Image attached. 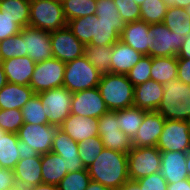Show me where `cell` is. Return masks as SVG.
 <instances>
[{
    "mask_svg": "<svg viewBox=\"0 0 190 190\" xmlns=\"http://www.w3.org/2000/svg\"><path fill=\"white\" fill-rule=\"evenodd\" d=\"M186 169L188 171V178L190 179V151L187 152Z\"/></svg>",
    "mask_w": 190,
    "mask_h": 190,
    "instance_id": "obj_57",
    "label": "cell"
},
{
    "mask_svg": "<svg viewBox=\"0 0 190 190\" xmlns=\"http://www.w3.org/2000/svg\"><path fill=\"white\" fill-rule=\"evenodd\" d=\"M163 24L173 33L181 34V36L190 34V16L183 8H168Z\"/></svg>",
    "mask_w": 190,
    "mask_h": 190,
    "instance_id": "obj_32",
    "label": "cell"
},
{
    "mask_svg": "<svg viewBox=\"0 0 190 190\" xmlns=\"http://www.w3.org/2000/svg\"><path fill=\"white\" fill-rule=\"evenodd\" d=\"M118 190H141L140 186L138 185L137 181L128 180L125 184L119 188Z\"/></svg>",
    "mask_w": 190,
    "mask_h": 190,
    "instance_id": "obj_54",
    "label": "cell"
},
{
    "mask_svg": "<svg viewBox=\"0 0 190 190\" xmlns=\"http://www.w3.org/2000/svg\"><path fill=\"white\" fill-rule=\"evenodd\" d=\"M162 85L164 93L156 111L166 120L190 121V85L178 78Z\"/></svg>",
    "mask_w": 190,
    "mask_h": 190,
    "instance_id": "obj_3",
    "label": "cell"
},
{
    "mask_svg": "<svg viewBox=\"0 0 190 190\" xmlns=\"http://www.w3.org/2000/svg\"><path fill=\"white\" fill-rule=\"evenodd\" d=\"M92 19L93 37L89 44L113 45L120 40L126 23L121 18L114 0H96V12Z\"/></svg>",
    "mask_w": 190,
    "mask_h": 190,
    "instance_id": "obj_2",
    "label": "cell"
},
{
    "mask_svg": "<svg viewBox=\"0 0 190 190\" xmlns=\"http://www.w3.org/2000/svg\"><path fill=\"white\" fill-rule=\"evenodd\" d=\"M177 59H190V34L184 37V42L178 51Z\"/></svg>",
    "mask_w": 190,
    "mask_h": 190,
    "instance_id": "obj_50",
    "label": "cell"
},
{
    "mask_svg": "<svg viewBox=\"0 0 190 190\" xmlns=\"http://www.w3.org/2000/svg\"><path fill=\"white\" fill-rule=\"evenodd\" d=\"M78 143L72 140L65 132L60 128H57L54 140L52 142L51 151L58 155H78Z\"/></svg>",
    "mask_w": 190,
    "mask_h": 190,
    "instance_id": "obj_41",
    "label": "cell"
},
{
    "mask_svg": "<svg viewBox=\"0 0 190 190\" xmlns=\"http://www.w3.org/2000/svg\"><path fill=\"white\" fill-rule=\"evenodd\" d=\"M164 3L168 8L179 7L185 9L190 5V0H164Z\"/></svg>",
    "mask_w": 190,
    "mask_h": 190,
    "instance_id": "obj_52",
    "label": "cell"
},
{
    "mask_svg": "<svg viewBox=\"0 0 190 190\" xmlns=\"http://www.w3.org/2000/svg\"><path fill=\"white\" fill-rule=\"evenodd\" d=\"M65 164L66 171L70 172H77L80 170L87 169L82 160L79 158V155L69 154V155H59Z\"/></svg>",
    "mask_w": 190,
    "mask_h": 190,
    "instance_id": "obj_46",
    "label": "cell"
},
{
    "mask_svg": "<svg viewBox=\"0 0 190 190\" xmlns=\"http://www.w3.org/2000/svg\"><path fill=\"white\" fill-rule=\"evenodd\" d=\"M134 106L145 111H156L163 97L161 83L148 80L134 87Z\"/></svg>",
    "mask_w": 190,
    "mask_h": 190,
    "instance_id": "obj_22",
    "label": "cell"
},
{
    "mask_svg": "<svg viewBox=\"0 0 190 190\" xmlns=\"http://www.w3.org/2000/svg\"><path fill=\"white\" fill-rule=\"evenodd\" d=\"M59 128L77 143L99 136L98 118L70 114Z\"/></svg>",
    "mask_w": 190,
    "mask_h": 190,
    "instance_id": "obj_19",
    "label": "cell"
},
{
    "mask_svg": "<svg viewBox=\"0 0 190 190\" xmlns=\"http://www.w3.org/2000/svg\"><path fill=\"white\" fill-rule=\"evenodd\" d=\"M187 14L190 16V5L187 6V8H185Z\"/></svg>",
    "mask_w": 190,
    "mask_h": 190,
    "instance_id": "obj_60",
    "label": "cell"
},
{
    "mask_svg": "<svg viewBox=\"0 0 190 190\" xmlns=\"http://www.w3.org/2000/svg\"><path fill=\"white\" fill-rule=\"evenodd\" d=\"M14 57H24L22 30L18 34L0 41V61Z\"/></svg>",
    "mask_w": 190,
    "mask_h": 190,
    "instance_id": "obj_38",
    "label": "cell"
},
{
    "mask_svg": "<svg viewBox=\"0 0 190 190\" xmlns=\"http://www.w3.org/2000/svg\"><path fill=\"white\" fill-rule=\"evenodd\" d=\"M26 190H59L57 185H51L46 183H41L36 186L28 187Z\"/></svg>",
    "mask_w": 190,
    "mask_h": 190,
    "instance_id": "obj_53",
    "label": "cell"
},
{
    "mask_svg": "<svg viewBox=\"0 0 190 190\" xmlns=\"http://www.w3.org/2000/svg\"><path fill=\"white\" fill-rule=\"evenodd\" d=\"M0 63L9 83L29 86L36 63L28 55L10 58Z\"/></svg>",
    "mask_w": 190,
    "mask_h": 190,
    "instance_id": "obj_21",
    "label": "cell"
},
{
    "mask_svg": "<svg viewBox=\"0 0 190 190\" xmlns=\"http://www.w3.org/2000/svg\"><path fill=\"white\" fill-rule=\"evenodd\" d=\"M154 42L149 48L151 57H170L176 56L180 50L184 36L173 33L163 23L152 24Z\"/></svg>",
    "mask_w": 190,
    "mask_h": 190,
    "instance_id": "obj_16",
    "label": "cell"
},
{
    "mask_svg": "<svg viewBox=\"0 0 190 190\" xmlns=\"http://www.w3.org/2000/svg\"><path fill=\"white\" fill-rule=\"evenodd\" d=\"M84 55L101 75L111 73L112 45L87 44Z\"/></svg>",
    "mask_w": 190,
    "mask_h": 190,
    "instance_id": "obj_29",
    "label": "cell"
},
{
    "mask_svg": "<svg viewBox=\"0 0 190 190\" xmlns=\"http://www.w3.org/2000/svg\"><path fill=\"white\" fill-rule=\"evenodd\" d=\"M156 147L160 151H190V121L166 120Z\"/></svg>",
    "mask_w": 190,
    "mask_h": 190,
    "instance_id": "obj_11",
    "label": "cell"
},
{
    "mask_svg": "<svg viewBox=\"0 0 190 190\" xmlns=\"http://www.w3.org/2000/svg\"><path fill=\"white\" fill-rule=\"evenodd\" d=\"M98 89L109 111L134 106V86L126 74H103Z\"/></svg>",
    "mask_w": 190,
    "mask_h": 190,
    "instance_id": "obj_4",
    "label": "cell"
},
{
    "mask_svg": "<svg viewBox=\"0 0 190 190\" xmlns=\"http://www.w3.org/2000/svg\"><path fill=\"white\" fill-rule=\"evenodd\" d=\"M86 190H110L108 187H105L104 185L92 181L89 183V185L87 186Z\"/></svg>",
    "mask_w": 190,
    "mask_h": 190,
    "instance_id": "obj_55",
    "label": "cell"
},
{
    "mask_svg": "<svg viewBox=\"0 0 190 190\" xmlns=\"http://www.w3.org/2000/svg\"><path fill=\"white\" fill-rule=\"evenodd\" d=\"M120 40L142 55L149 56V48L155 40L152 33V24L142 20L128 22L120 34Z\"/></svg>",
    "mask_w": 190,
    "mask_h": 190,
    "instance_id": "obj_17",
    "label": "cell"
},
{
    "mask_svg": "<svg viewBox=\"0 0 190 190\" xmlns=\"http://www.w3.org/2000/svg\"><path fill=\"white\" fill-rule=\"evenodd\" d=\"M167 190H190V179L187 178L177 183L168 184Z\"/></svg>",
    "mask_w": 190,
    "mask_h": 190,
    "instance_id": "obj_51",
    "label": "cell"
},
{
    "mask_svg": "<svg viewBox=\"0 0 190 190\" xmlns=\"http://www.w3.org/2000/svg\"><path fill=\"white\" fill-rule=\"evenodd\" d=\"M52 42V57L65 64L81 57L85 53V45L81 43L65 26L56 31L50 32Z\"/></svg>",
    "mask_w": 190,
    "mask_h": 190,
    "instance_id": "obj_12",
    "label": "cell"
},
{
    "mask_svg": "<svg viewBox=\"0 0 190 190\" xmlns=\"http://www.w3.org/2000/svg\"><path fill=\"white\" fill-rule=\"evenodd\" d=\"M152 57L144 55L139 62L126 74L133 86L151 80Z\"/></svg>",
    "mask_w": 190,
    "mask_h": 190,
    "instance_id": "obj_39",
    "label": "cell"
},
{
    "mask_svg": "<svg viewBox=\"0 0 190 190\" xmlns=\"http://www.w3.org/2000/svg\"><path fill=\"white\" fill-rule=\"evenodd\" d=\"M186 159L187 152L161 151L160 173L168 184L177 183L188 178Z\"/></svg>",
    "mask_w": 190,
    "mask_h": 190,
    "instance_id": "obj_20",
    "label": "cell"
},
{
    "mask_svg": "<svg viewBox=\"0 0 190 190\" xmlns=\"http://www.w3.org/2000/svg\"><path fill=\"white\" fill-rule=\"evenodd\" d=\"M67 21L95 14L96 0H61Z\"/></svg>",
    "mask_w": 190,
    "mask_h": 190,
    "instance_id": "obj_33",
    "label": "cell"
},
{
    "mask_svg": "<svg viewBox=\"0 0 190 190\" xmlns=\"http://www.w3.org/2000/svg\"><path fill=\"white\" fill-rule=\"evenodd\" d=\"M16 185L14 170L0 168V190H8Z\"/></svg>",
    "mask_w": 190,
    "mask_h": 190,
    "instance_id": "obj_47",
    "label": "cell"
},
{
    "mask_svg": "<svg viewBox=\"0 0 190 190\" xmlns=\"http://www.w3.org/2000/svg\"><path fill=\"white\" fill-rule=\"evenodd\" d=\"M5 133H6V131H4L3 129L0 128V137L4 136Z\"/></svg>",
    "mask_w": 190,
    "mask_h": 190,
    "instance_id": "obj_61",
    "label": "cell"
},
{
    "mask_svg": "<svg viewBox=\"0 0 190 190\" xmlns=\"http://www.w3.org/2000/svg\"><path fill=\"white\" fill-rule=\"evenodd\" d=\"M67 27L74 36L85 46L89 44L93 37V19L91 16L78 17L67 21Z\"/></svg>",
    "mask_w": 190,
    "mask_h": 190,
    "instance_id": "obj_37",
    "label": "cell"
},
{
    "mask_svg": "<svg viewBox=\"0 0 190 190\" xmlns=\"http://www.w3.org/2000/svg\"><path fill=\"white\" fill-rule=\"evenodd\" d=\"M79 158L84 166L88 168L104 149V144L99 136L85 139L78 143Z\"/></svg>",
    "mask_w": 190,
    "mask_h": 190,
    "instance_id": "obj_36",
    "label": "cell"
},
{
    "mask_svg": "<svg viewBox=\"0 0 190 190\" xmlns=\"http://www.w3.org/2000/svg\"><path fill=\"white\" fill-rule=\"evenodd\" d=\"M66 64L56 58L36 63L29 86L35 94L63 86Z\"/></svg>",
    "mask_w": 190,
    "mask_h": 190,
    "instance_id": "obj_9",
    "label": "cell"
},
{
    "mask_svg": "<svg viewBox=\"0 0 190 190\" xmlns=\"http://www.w3.org/2000/svg\"><path fill=\"white\" fill-rule=\"evenodd\" d=\"M8 190H26V188L16 184L15 186H13L12 188Z\"/></svg>",
    "mask_w": 190,
    "mask_h": 190,
    "instance_id": "obj_58",
    "label": "cell"
},
{
    "mask_svg": "<svg viewBox=\"0 0 190 190\" xmlns=\"http://www.w3.org/2000/svg\"><path fill=\"white\" fill-rule=\"evenodd\" d=\"M141 16L140 20L148 24L163 23L168 7L164 0H145L140 5Z\"/></svg>",
    "mask_w": 190,
    "mask_h": 190,
    "instance_id": "obj_35",
    "label": "cell"
},
{
    "mask_svg": "<svg viewBox=\"0 0 190 190\" xmlns=\"http://www.w3.org/2000/svg\"><path fill=\"white\" fill-rule=\"evenodd\" d=\"M18 136L14 133L6 132L0 137V166L1 168L11 169L20 160L18 153Z\"/></svg>",
    "mask_w": 190,
    "mask_h": 190,
    "instance_id": "obj_31",
    "label": "cell"
},
{
    "mask_svg": "<svg viewBox=\"0 0 190 190\" xmlns=\"http://www.w3.org/2000/svg\"><path fill=\"white\" fill-rule=\"evenodd\" d=\"M13 170L17 185L28 188L42 183L41 156L19 160Z\"/></svg>",
    "mask_w": 190,
    "mask_h": 190,
    "instance_id": "obj_24",
    "label": "cell"
},
{
    "mask_svg": "<svg viewBox=\"0 0 190 190\" xmlns=\"http://www.w3.org/2000/svg\"><path fill=\"white\" fill-rule=\"evenodd\" d=\"M23 124L24 120L20 109H0V128L4 131L17 134Z\"/></svg>",
    "mask_w": 190,
    "mask_h": 190,
    "instance_id": "obj_42",
    "label": "cell"
},
{
    "mask_svg": "<svg viewBox=\"0 0 190 190\" xmlns=\"http://www.w3.org/2000/svg\"><path fill=\"white\" fill-rule=\"evenodd\" d=\"M101 76L97 68L83 55L66 63L63 87L71 93L92 89L98 87Z\"/></svg>",
    "mask_w": 190,
    "mask_h": 190,
    "instance_id": "obj_6",
    "label": "cell"
},
{
    "mask_svg": "<svg viewBox=\"0 0 190 190\" xmlns=\"http://www.w3.org/2000/svg\"><path fill=\"white\" fill-rule=\"evenodd\" d=\"M24 123L29 124H48L46 111L43 109V104L40 97L35 94L21 109Z\"/></svg>",
    "mask_w": 190,
    "mask_h": 190,
    "instance_id": "obj_34",
    "label": "cell"
},
{
    "mask_svg": "<svg viewBox=\"0 0 190 190\" xmlns=\"http://www.w3.org/2000/svg\"><path fill=\"white\" fill-rule=\"evenodd\" d=\"M58 127L49 124L24 123L17 132L18 139L35 149L39 154L51 151Z\"/></svg>",
    "mask_w": 190,
    "mask_h": 190,
    "instance_id": "obj_15",
    "label": "cell"
},
{
    "mask_svg": "<svg viewBox=\"0 0 190 190\" xmlns=\"http://www.w3.org/2000/svg\"><path fill=\"white\" fill-rule=\"evenodd\" d=\"M24 56L28 55L35 63L52 58L50 32L32 27L22 28Z\"/></svg>",
    "mask_w": 190,
    "mask_h": 190,
    "instance_id": "obj_14",
    "label": "cell"
},
{
    "mask_svg": "<svg viewBox=\"0 0 190 190\" xmlns=\"http://www.w3.org/2000/svg\"><path fill=\"white\" fill-rule=\"evenodd\" d=\"M177 57H152L151 80L164 84L177 79Z\"/></svg>",
    "mask_w": 190,
    "mask_h": 190,
    "instance_id": "obj_27",
    "label": "cell"
},
{
    "mask_svg": "<svg viewBox=\"0 0 190 190\" xmlns=\"http://www.w3.org/2000/svg\"><path fill=\"white\" fill-rule=\"evenodd\" d=\"M115 112L120 130L132 139L144 120V110L131 106Z\"/></svg>",
    "mask_w": 190,
    "mask_h": 190,
    "instance_id": "obj_28",
    "label": "cell"
},
{
    "mask_svg": "<svg viewBox=\"0 0 190 190\" xmlns=\"http://www.w3.org/2000/svg\"><path fill=\"white\" fill-rule=\"evenodd\" d=\"M22 28L13 22L7 14H2L0 11V41L18 34Z\"/></svg>",
    "mask_w": 190,
    "mask_h": 190,
    "instance_id": "obj_45",
    "label": "cell"
},
{
    "mask_svg": "<svg viewBox=\"0 0 190 190\" xmlns=\"http://www.w3.org/2000/svg\"><path fill=\"white\" fill-rule=\"evenodd\" d=\"M8 83L7 77L0 63V90Z\"/></svg>",
    "mask_w": 190,
    "mask_h": 190,
    "instance_id": "obj_56",
    "label": "cell"
},
{
    "mask_svg": "<svg viewBox=\"0 0 190 190\" xmlns=\"http://www.w3.org/2000/svg\"><path fill=\"white\" fill-rule=\"evenodd\" d=\"M46 111L48 124L60 127L70 115L72 95L65 87H56L37 94Z\"/></svg>",
    "mask_w": 190,
    "mask_h": 190,
    "instance_id": "obj_8",
    "label": "cell"
},
{
    "mask_svg": "<svg viewBox=\"0 0 190 190\" xmlns=\"http://www.w3.org/2000/svg\"><path fill=\"white\" fill-rule=\"evenodd\" d=\"M18 153H19L20 160H23L26 158L28 159L34 156H41V154H39V152L33 149L30 145H27L25 142L20 141V140L18 141Z\"/></svg>",
    "mask_w": 190,
    "mask_h": 190,
    "instance_id": "obj_49",
    "label": "cell"
},
{
    "mask_svg": "<svg viewBox=\"0 0 190 190\" xmlns=\"http://www.w3.org/2000/svg\"><path fill=\"white\" fill-rule=\"evenodd\" d=\"M134 2L137 3L138 6L144 3L145 0H133Z\"/></svg>",
    "mask_w": 190,
    "mask_h": 190,
    "instance_id": "obj_59",
    "label": "cell"
},
{
    "mask_svg": "<svg viewBox=\"0 0 190 190\" xmlns=\"http://www.w3.org/2000/svg\"><path fill=\"white\" fill-rule=\"evenodd\" d=\"M177 78L182 83L190 85V59H177Z\"/></svg>",
    "mask_w": 190,
    "mask_h": 190,
    "instance_id": "obj_48",
    "label": "cell"
},
{
    "mask_svg": "<svg viewBox=\"0 0 190 190\" xmlns=\"http://www.w3.org/2000/svg\"><path fill=\"white\" fill-rule=\"evenodd\" d=\"M0 7L21 28L29 26L30 0H0Z\"/></svg>",
    "mask_w": 190,
    "mask_h": 190,
    "instance_id": "obj_30",
    "label": "cell"
},
{
    "mask_svg": "<svg viewBox=\"0 0 190 190\" xmlns=\"http://www.w3.org/2000/svg\"><path fill=\"white\" fill-rule=\"evenodd\" d=\"M65 26L61 0H30L29 27L52 32Z\"/></svg>",
    "mask_w": 190,
    "mask_h": 190,
    "instance_id": "obj_5",
    "label": "cell"
},
{
    "mask_svg": "<svg viewBox=\"0 0 190 190\" xmlns=\"http://www.w3.org/2000/svg\"><path fill=\"white\" fill-rule=\"evenodd\" d=\"M98 132L105 148L124 153L133 148L132 139L119 128L115 111H108L98 118Z\"/></svg>",
    "mask_w": 190,
    "mask_h": 190,
    "instance_id": "obj_10",
    "label": "cell"
},
{
    "mask_svg": "<svg viewBox=\"0 0 190 190\" xmlns=\"http://www.w3.org/2000/svg\"><path fill=\"white\" fill-rule=\"evenodd\" d=\"M137 182L141 190H167L168 185L160 172L143 177Z\"/></svg>",
    "mask_w": 190,
    "mask_h": 190,
    "instance_id": "obj_44",
    "label": "cell"
},
{
    "mask_svg": "<svg viewBox=\"0 0 190 190\" xmlns=\"http://www.w3.org/2000/svg\"><path fill=\"white\" fill-rule=\"evenodd\" d=\"M42 183L58 185L68 174L63 159L56 153L50 151L41 154Z\"/></svg>",
    "mask_w": 190,
    "mask_h": 190,
    "instance_id": "obj_26",
    "label": "cell"
},
{
    "mask_svg": "<svg viewBox=\"0 0 190 190\" xmlns=\"http://www.w3.org/2000/svg\"><path fill=\"white\" fill-rule=\"evenodd\" d=\"M87 170L92 181L118 190L129 180L127 153L104 147Z\"/></svg>",
    "mask_w": 190,
    "mask_h": 190,
    "instance_id": "obj_1",
    "label": "cell"
},
{
    "mask_svg": "<svg viewBox=\"0 0 190 190\" xmlns=\"http://www.w3.org/2000/svg\"><path fill=\"white\" fill-rule=\"evenodd\" d=\"M114 3L125 23L140 20V6L133 0H114Z\"/></svg>",
    "mask_w": 190,
    "mask_h": 190,
    "instance_id": "obj_43",
    "label": "cell"
},
{
    "mask_svg": "<svg viewBox=\"0 0 190 190\" xmlns=\"http://www.w3.org/2000/svg\"><path fill=\"white\" fill-rule=\"evenodd\" d=\"M91 182L88 170L68 173L57 185L59 190H86Z\"/></svg>",
    "mask_w": 190,
    "mask_h": 190,
    "instance_id": "obj_40",
    "label": "cell"
},
{
    "mask_svg": "<svg viewBox=\"0 0 190 190\" xmlns=\"http://www.w3.org/2000/svg\"><path fill=\"white\" fill-rule=\"evenodd\" d=\"M35 95L30 86L7 83L0 90V109H22V107Z\"/></svg>",
    "mask_w": 190,
    "mask_h": 190,
    "instance_id": "obj_25",
    "label": "cell"
},
{
    "mask_svg": "<svg viewBox=\"0 0 190 190\" xmlns=\"http://www.w3.org/2000/svg\"><path fill=\"white\" fill-rule=\"evenodd\" d=\"M129 180L160 172L161 151L156 147H133L128 153Z\"/></svg>",
    "mask_w": 190,
    "mask_h": 190,
    "instance_id": "obj_7",
    "label": "cell"
},
{
    "mask_svg": "<svg viewBox=\"0 0 190 190\" xmlns=\"http://www.w3.org/2000/svg\"><path fill=\"white\" fill-rule=\"evenodd\" d=\"M108 111L98 87L74 92L72 95L70 114L99 118Z\"/></svg>",
    "mask_w": 190,
    "mask_h": 190,
    "instance_id": "obj_13",
    "label": "cell"
},
{
    "mask_svg": "<svg viewBox=\"0 0 190 190\" xmlns=\"http://www.w3.org/2000/svg\"><path fill=\"white\" fill-rule=\"evenodd\" d=\"M166 119L157 111H145L144 120L132 138L133 147H154L162 134Z\"/></svg>",
    "mask_w": 190,
    "mask_h": 190,
    "instance_id": "obj_18",
    "label": "cell"
},
{
    "mask_svg": "<svg viewBox=\"0 0 190 190\" xmlns=\"http://www.w3.org/2000/svg\"><path fill=\"white\" fill-rule=\"evenodd\" d=\"M143 56L121 40L117 41L112 45L111 73L127 74Z\"/></svg>",
    "mask_w": 190,
    "mask_h": 190,
    "instance_id": "obj_23",
    "label": "cell"
}]
</instances>
